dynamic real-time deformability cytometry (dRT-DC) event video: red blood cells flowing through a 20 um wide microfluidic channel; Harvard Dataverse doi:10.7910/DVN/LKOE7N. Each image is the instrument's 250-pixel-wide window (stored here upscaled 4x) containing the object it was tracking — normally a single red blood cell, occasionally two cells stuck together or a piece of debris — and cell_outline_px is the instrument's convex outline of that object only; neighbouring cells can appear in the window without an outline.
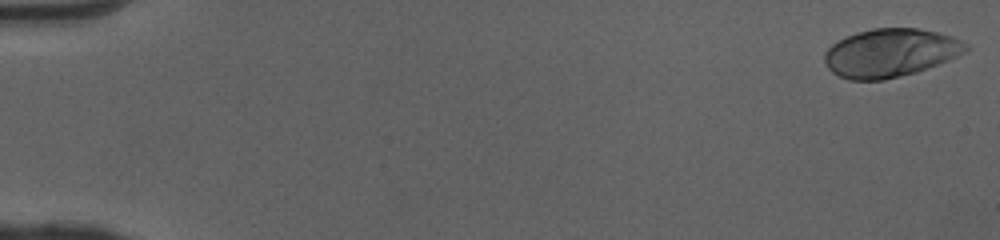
{"species": "human", "species_latin": "Homo sapiens", "temperature_condition": "cold", "stored_images_in_passage": 50, "camera_frame_rate_fps": 3000, "um_per_image_px": 0.085, "donor": {"sex": "female"}, "frame": {"image": 1, "passage_image": 1, "time_ms": 0.0, "image_size_px": [1000, 240], "cell_outline_px": [[968, 52], [948, 60], [916, 72], [884, 80], [848, 80], [832, 72], [824, 64], [824, 52], [832, 44], [856, 32], [872, 28], [916, 28], [936, 32], [952, 36], [968, 44]], "centroid_in_image_um": [75.68, 4.5], "position_along_channel_um": 9.3, "area_um2": 39.82}}
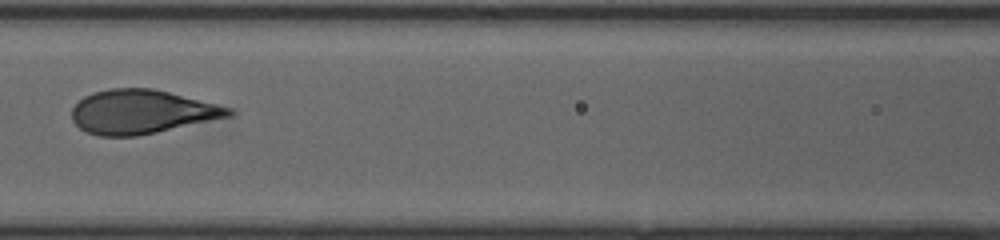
{"frame": {"image": 2, "passage_image": 24, "time_ms": 7.667, "image_size_px": [1000, 240], "cell_outline_px": [[232, 116], [156, 132], [136, 136], [100, 136], [88, 132], [80, 128], [72, 120], [72, 108], [84, 96], [92, 92], [112, 88], [152, 88], [168, 92], [228, 108], [232, 112]], "centroid_in_image_um": [11.97, 9.51], "position_along_channel_um": 154.6, "area_um2": 39.48}}
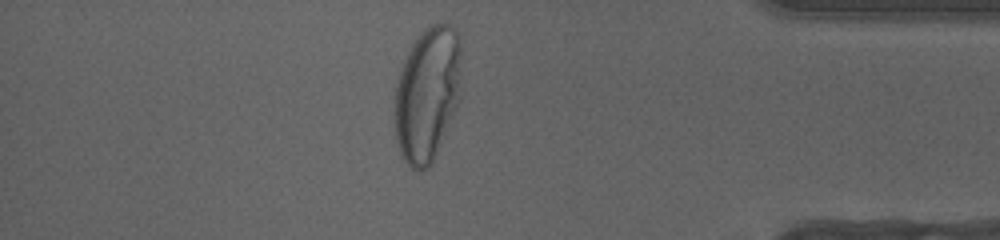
{"frame": {"image": 3, "passage_image": 44, "time_ms": 14.333, "image_size_px": [1000, 240], "cell_outline_px": [[460, 100], [432, 160], [428, 168], [416, 172], [404, 160], [400, 152], [396, 140], [392, 116], [396, 80], [404, 60], [412, 44], [432, 24], [448, 24], [456, 28], [460, 36]], "centroid_in_image_um": [36.29, 8.01], "position_along_channel_um": 398.9, "area_um2": 52.6}, "authors_computed_cell_mechanics": {"area_um2": 39.7953, "velocity_mm_per_s": 4.0676, "shape_relaxation_time_tau1_ms": 3.5191, "shape_relaxation_time_tau2_ms": null, "deformation_change_tau1": 0.2048, "deformation_change_tau2": null}}